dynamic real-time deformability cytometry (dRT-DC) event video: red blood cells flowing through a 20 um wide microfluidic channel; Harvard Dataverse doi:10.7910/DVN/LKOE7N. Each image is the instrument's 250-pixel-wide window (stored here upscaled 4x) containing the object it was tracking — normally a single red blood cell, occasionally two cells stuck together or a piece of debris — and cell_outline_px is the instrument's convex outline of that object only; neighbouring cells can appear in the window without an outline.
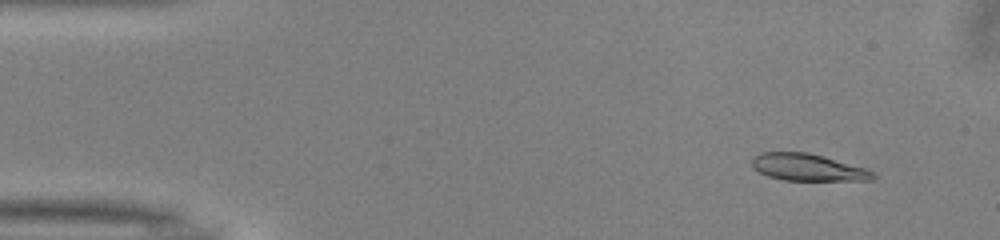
{"species": "common noctule bat (a hibernating species)", "species_latin": "Nyctalus noctula", "temperature_condition": "warm", "stored_images_in_passage": 51, "camera_frame_rate_fps": 3000, "um_per_image_px": 0.085, "animal": {"sex": "male", "body_mass_g": 13.0, "forearm_length_mm": 53.1}, "frame": {"image": 1, "passage_image": 5, "time_ms": 1.333, "image_size_px": [1000, 240], "cell_outline_px": [[876, 176], [872, 180], [784, 180], [768, 176], [752, 168], [752, 156], [760, 152], [808, 152], [864, 168], [876, 172]], "centroid_in_image_um": [68.63, 14.22], "position_along_channel_um": 16.4, "area_um2": 18.96}}
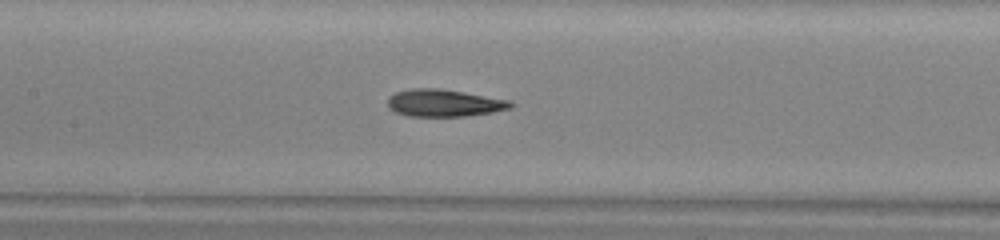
{"frame": {"image": 2, "passage_image": 24, "time_ms": 7.667, "image_size_px": [1000, 240], "cell_outline_px": [[516, 104], [512, 108], [492, 112], [464, 116], [408, 116], [396, 112], [388, 108], [388, 96], [396, 92], [412, 88], [440, 88], [464, 92], [508, 100]], "centroid_in_image_um": [37.73, 8.75], "position_along_channel_um": 169.7, "area_um2": 19.54}}
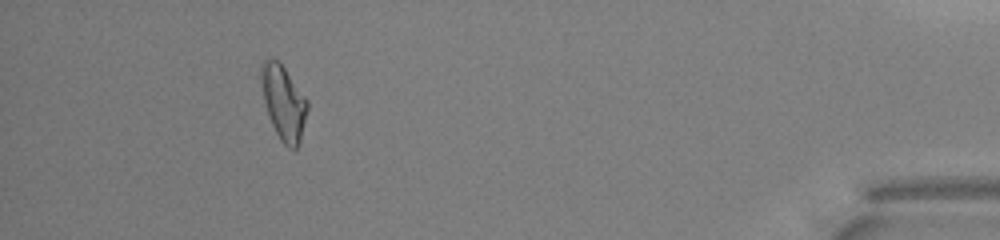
{"frame": {"image": 3, "passage_image": 47, "time_ms": 15.333, "image_size_px": [1000, 240], "cell_outline_px": [[308, 108], [300, 140], [296, 148], [288, 148], [280, 140], [268, 116], [264, 100], [260, 72], [260, 64], [264, 60], [276, 60], [284, 68], [308, 100]], "centroid_in_image_um": [24.1, 8.73], "position_along_channel_um": 411.1, "area_um2": 19.65}, "authors_computed_cell_mechanics": {"area_um2": 19.4208, "velocity_mm_per_s": 4.0038, "shape_relaxation_time_tau1_ms": 5.7518, "shape_relaxation_time_tau2_ms": 4.5358, "deformation_change_tau1": 0.1918, "deformation_change_tau2": 0.1069}}